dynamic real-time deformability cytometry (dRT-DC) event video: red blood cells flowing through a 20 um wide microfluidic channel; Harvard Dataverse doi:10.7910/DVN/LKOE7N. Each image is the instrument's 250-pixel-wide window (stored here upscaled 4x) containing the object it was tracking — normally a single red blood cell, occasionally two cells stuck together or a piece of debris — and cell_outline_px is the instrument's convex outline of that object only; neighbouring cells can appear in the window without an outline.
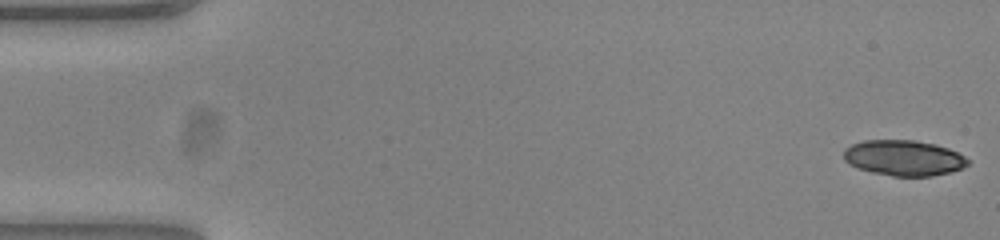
{"species": "common noctule bat (a hibernating species)", "species_latin": "Nyctalus noctula", "temperature_condition": "warm", "stored_images_in_passage": 52, "segment_of_instrument_passage": [1, 2], "camera_frame_rate_fps": 3000, "um_per_image_px": 0.085, "animal": {"sex": "female", "body_mass_g": 23.0, "forearm_length_mm": 53.4}, "frame": {"image": 1, "passage_image": 1, "time_ms": 0.0, "image_size_px": [1000, 240], "cell_outline_px": [[968, 164], [960, 168], [948, 172], [932, 176], [892, 176], [872, 172], [848, 164], [844, 160], [844, 148], [852, 144], [864, 140], [916, 140], [936, 144], [948, 148], [964, 156], [968, 160]], "centroid_in_image_um": [76.79, 13.41], "position_along_channel_um": 8.2, "area_um2": 25.61}}
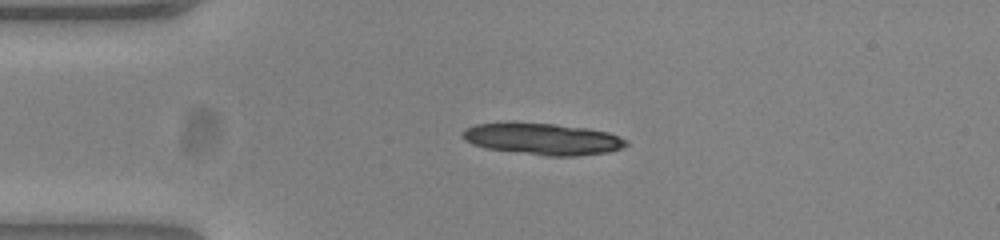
{"frame": {"image": 2, "passage_image": 12, "time_ms": 3.667, "image_size_px": [1000, 240], "cell_outline_px": [[628, 144], [624, 148], [608, 152], [576, 156], [544, 156], [488, 148], [472, 144], [464, 136], [464, 128], [476, 124], [508, 120], [512, 120], [556, 124], [588, 128], [608, 132], [620, 136], [628, 140]], "centroid_in_image_um": [46.16, 11.78], "position_along_channel_um": 38.8, "area_um2": 30.81}}